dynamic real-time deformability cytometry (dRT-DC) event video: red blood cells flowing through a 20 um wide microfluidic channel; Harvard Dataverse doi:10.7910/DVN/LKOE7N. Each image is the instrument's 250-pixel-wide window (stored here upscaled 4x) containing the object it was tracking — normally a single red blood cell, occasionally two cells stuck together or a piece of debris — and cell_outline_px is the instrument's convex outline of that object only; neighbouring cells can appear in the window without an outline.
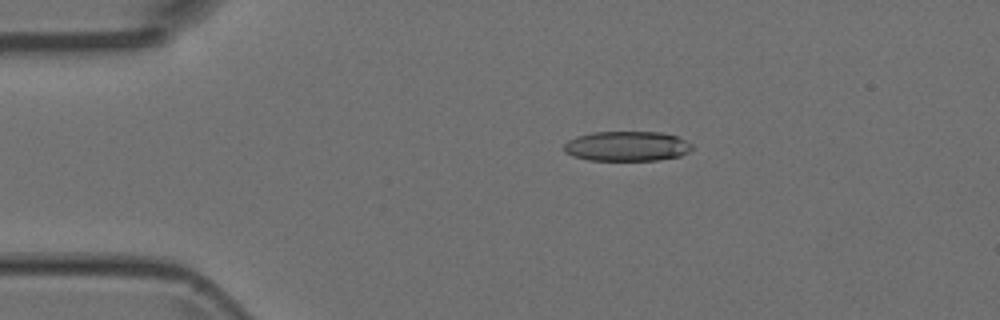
{"species": "Egyptian fruit bat (a non-hibernating species)", "species_latin": "Rousettus aegyptiacus", "temperature_condition": "room temperature", "stored_images_in_passage": 4, "camera_frame_rate_fps": 3000, "um_per_image_px": 0.085, "animal": {"sex": "female"}, "frame": {"image": 1, "passage_image": 1, "time_ms": 0.0, "image_size_px": [1000, 320], "cell_outline_px": [[692, 148], [688, 152], [680, 156], [656, 160], [588, 160], [572, 156], [564, 152], [564, 144], [568, 140], [576, 136], [592, 132], [660, 132], [676, 136], [692, 144]], "centroid_in_image_um": [53.25, 12.42], "position_along_channel_um": 31.8, "area_um2": 22.31}}
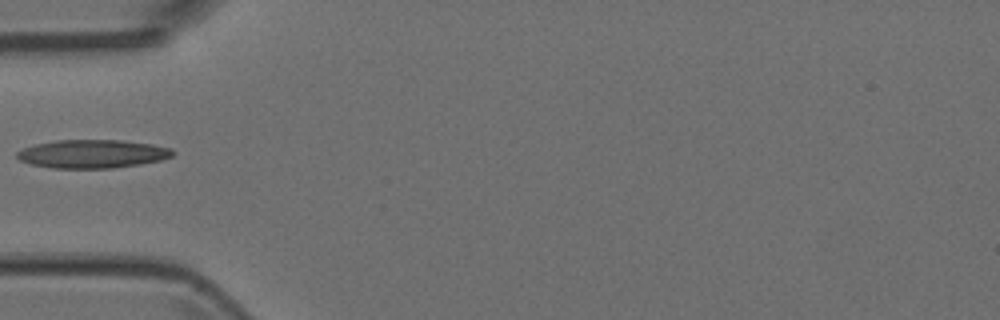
{"frame": {"image": 2, "passage_image": 3, "time_ms": 0.667, "image_size_px": [1000, 320], "cell_outline_px": [[176, 152], [172, 156], [160, 160], [140, 164], [112, 168], [52, 168], [32, 164], [20, 160], [16, 156], [16, 152], [24, 148], [36, 144], [56, 140], [124, 140], [152, 144], [172, 148]], "centroid_in_image_um": [7.88, 13.07], "position_along_channel_um": 77.1, "area_um2": 25.78}}
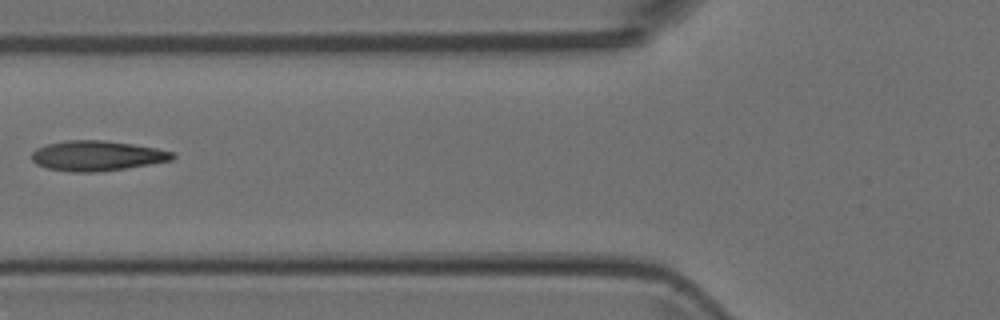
{"frame": {"image": 3, "passage_image": 4, "time_ms": 1.0, "image_size_px": [1000, 320], "cell_outline_px": [[176, 156], [172, 160], [124, 168], [96, 172], [72, 172], [48, 168], [36, 164], [32, 160], [32, 152], [36, 148], [48, 144], [68, 140], [104, 140], [132, 144], [156, 148], [176, 152]], "centroid_in_image_um": [8.25, 13.23], "position_along_channel_um": 117.5, "area_um2": 24.57}}